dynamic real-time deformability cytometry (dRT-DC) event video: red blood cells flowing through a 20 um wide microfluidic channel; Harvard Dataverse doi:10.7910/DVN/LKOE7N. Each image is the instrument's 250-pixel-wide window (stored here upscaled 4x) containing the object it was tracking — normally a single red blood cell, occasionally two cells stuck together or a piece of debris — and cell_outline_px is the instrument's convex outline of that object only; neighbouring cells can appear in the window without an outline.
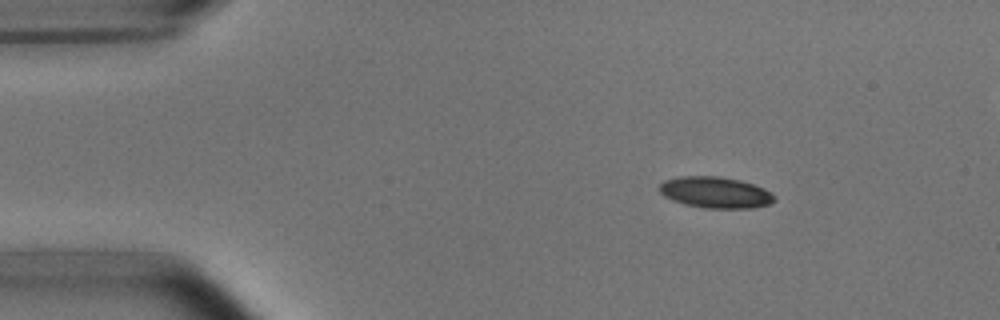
{"species": "common noctule bat (a hibernating species)", "species_latin": "Nyctalus noctula", "temperature_condition": "room temperature", "stored_images_in_passage": 46, "camera_frame_rate_fps": 3000, "um_per_image_px": 0.085, "animal": {"sex": "male", "body_mass_g": 15.6}, "frame": {"image": 1, "passage_image": 1, "time_ms": 0.0, "image_size_px": [1000, 320], "cell_outline_px": [[776, 200], [768, 204], [752, 208], [704, 208], [684, 204], [672, 200], [664, 196], [656, 188], [664, 180], [680, 176], [720, 176], [740, 180], [764, 188], [772, 192], [776, 196]], "centroid_in_image_um": [60.8, 16.35], "position_along_channel_um": 24.2, "area_um2": 21.15}}
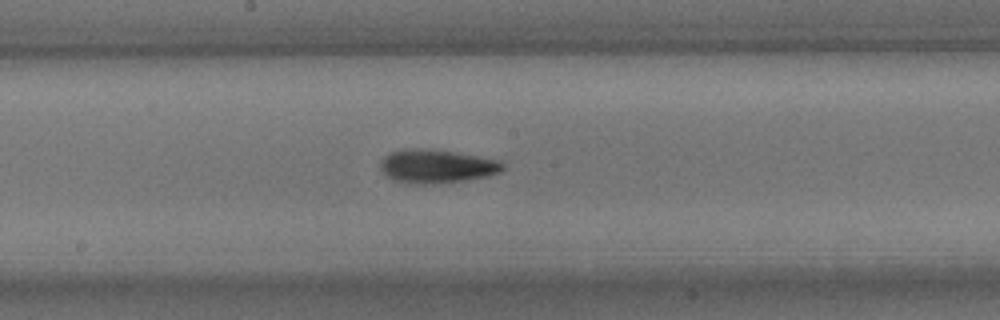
{"frame": {"image": 2, "passage_image": 21, "time_ms": 6.667, "image_size_px": [1000, 320], "cell_outline_px": [[504, 168], [500, 172], [488, 176], [464, 180], [424, 184], [408, 184], [392, 180], [380, 168], [380, 164], [384, 156], [392, 152], [404, 148], [420, 148], [452, 152], [500, 160], [504, 164]], "centroid_in_image_um": [37.09, 14.13], "position_along_channel_um": 211.1, "area_um2": 23.76}}
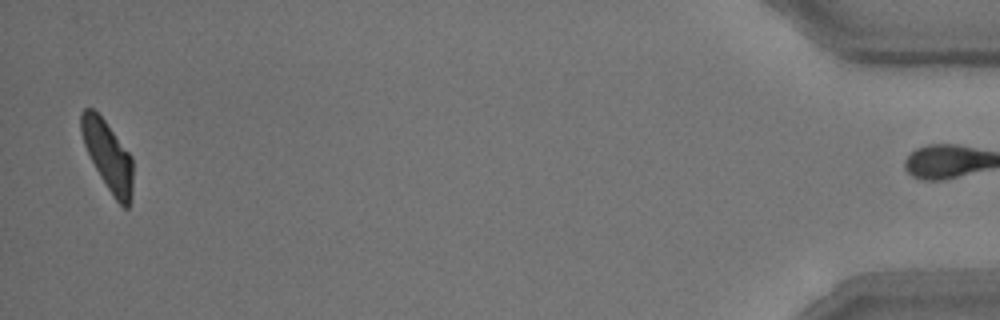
{"frame": {"image": 3, "passage_image": 45, "time_ms": 14.667, "image_size_px": [1000, 320], "cell_outline_px": [[132, 192], [128, 208], [124, 208], [116, 200], [100, 176], [84, 144], [80, 132], [80, 112], [84, 108], [92, 108], [104, 120], [132, 156]], "centroid_in_image_um": [9.16, 13.21], "position_along_channel_um": 426.0, "area_um2": 20.58}, "authors_computed_cell_mechanics": {"area_um2": 22.253, "velocity_mm_per_s": 3.7915, "shape_relaxation_time_tau1_ms": 4.948, "shape_relaxation_time_tau2_ms": 3.5655, "deformation_change_tau1": 0.1683, "deformation_change_tau2": 0.1162}}